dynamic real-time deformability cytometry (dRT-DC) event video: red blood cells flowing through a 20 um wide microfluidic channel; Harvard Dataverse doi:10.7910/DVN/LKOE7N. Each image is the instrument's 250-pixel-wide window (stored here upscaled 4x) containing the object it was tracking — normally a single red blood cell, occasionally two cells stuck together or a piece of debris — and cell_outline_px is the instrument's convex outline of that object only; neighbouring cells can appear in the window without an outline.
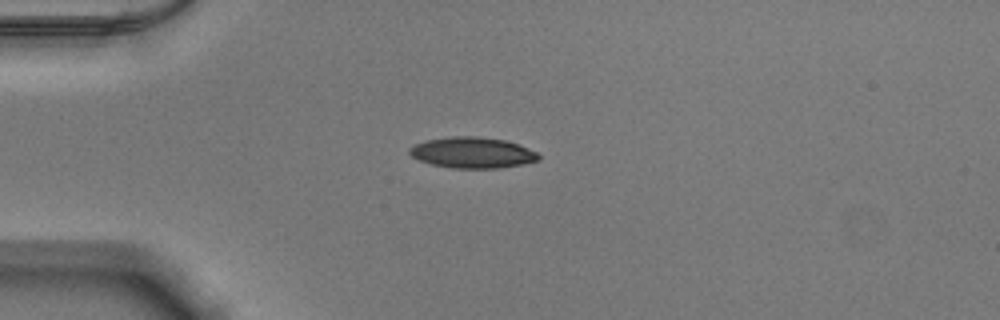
{"species": "Egyptian fruit bat (a non-hibernating species)", "species_latin": "Rousettus aegyptiacus", "temperature_condition": "warm", "stored_images_in_passage": 39, "camera_frame_rate_fps": 3000, "um_per_image_px": 0.085, "animal": {"sex": "male"}, "frame": {"image": 1, "passage_image": 1, "time_ms": 0.0, "image_size_px": [1000, 320], "cell_outline_px": [[540, 160], [520, 164], [496, 168], [452, 168], [432, 164], [420, 160], [412, 156], [408, 152], [408, 148], [416, 144], [428, 140], [452, 136], [476, 136], [504, 140], [528, 148], [536, 152], [540, 156]], "centroid_in_image_um": [40.14, 12.97], "position_along_channel_um": 44.9, "area_um2": 22.95}}
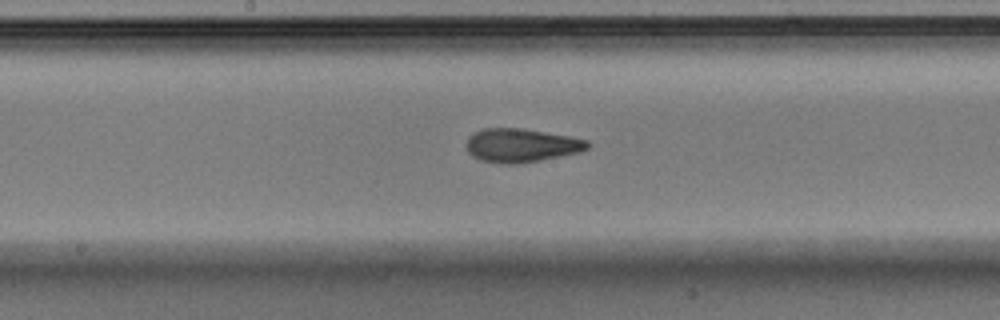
{"frame": {"image": 2, "passage_image": 15, "time_ms": 4.667, "image_size_px": [1000, 320], "cell_outline_px": [[592, 144], [588, 148], [580, 152], [540, 160], [516, 164], [500, 164], [480, 160], [472, 156], [468, 152], [464, 144], [468, 136], [472, 132], [484, 128], [520, 128], [568, 136], [588, 140]], "centroid_in_image_um": [44.26, 12.36], "position_along_channel_um": 203.9, "area_um2": 23.99}}
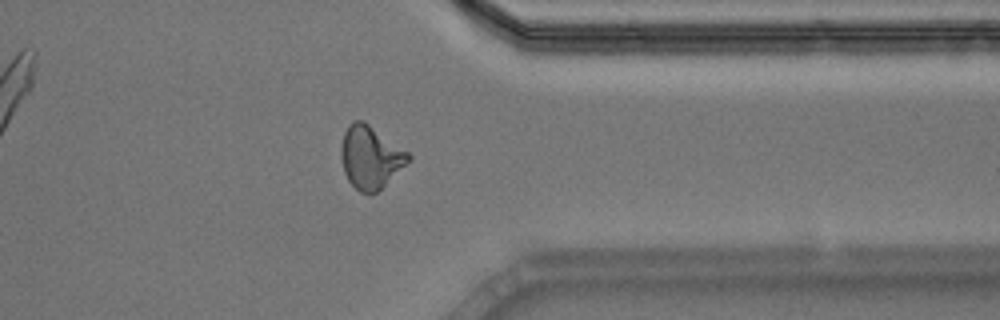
{"frame": {"image": 3, "passage_image": 29, "time_ms": 9.333, "image_size_px": [1000, 320], "cell_outline_px": [[412, 156], [376, 192], [360, 192], [348, 180], [344, 172], [340, 156], [340, 148], [344, 132], [348, 124], [352, 120], [364, 120], [408, 152]], "centroid_in_image_um": [31.42, 13.3], "position_along_channel_um": 380.0, "area_um2": 24.04}, "authors_computed_cell_mechanics": {"area_um2": 23.5246, "velocity_mm_per_s": 3.8797, "shape_relaxation_time_tau1_ms": 4.676, "shape_relaxation_time_tau2_ms": 1.6223, "deformation_change_tau1": 0.1734, "deformation_change_tau2": 0.0808}}